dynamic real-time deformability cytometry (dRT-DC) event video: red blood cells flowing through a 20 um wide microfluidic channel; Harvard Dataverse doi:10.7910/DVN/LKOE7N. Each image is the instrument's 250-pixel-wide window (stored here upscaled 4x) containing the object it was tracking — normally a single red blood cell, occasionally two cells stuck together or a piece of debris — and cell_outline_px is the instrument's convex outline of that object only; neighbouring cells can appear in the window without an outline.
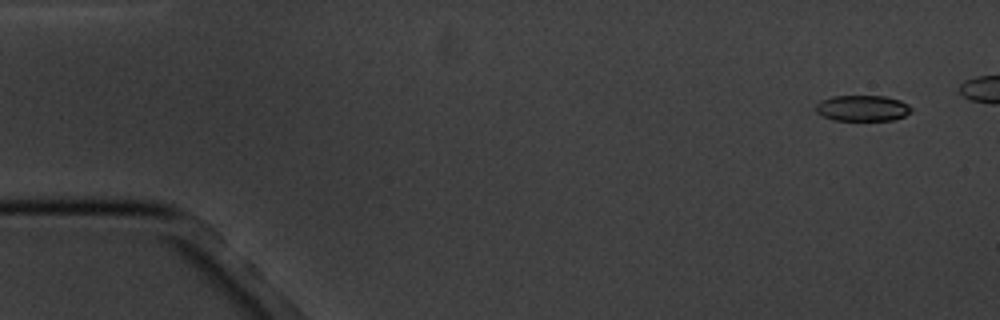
{"species": "common noctule bat (a hibernating species)", "species_latin": "Nyctalus noctula", "temperature_condition": "cold", "stored_images_in_passage": 6, "camera_frame_rate_fps": 3000, "um_per_image_px": 0.085, "animal": {"sex": "male", "body_mass_g": 20.1, "forearm_length_mm": 53.5}, "frame": {"image": 1, "passage_image": 1, "time_ms": 0.0, "image_size_px": [1000, 320], "cell_outline_px": [[912, 112], [904, 116], [892, 120], [836, 120], [824, 116], [816, 112], [816, 104], [820, 100], [832, 96], [884, 96], [900, 100], [908, 104], [912, 108]], "centroid_in_image_um": [73.32, 9.19], "position_along_channel_um": 11.7, "area_um2": 14.39}}